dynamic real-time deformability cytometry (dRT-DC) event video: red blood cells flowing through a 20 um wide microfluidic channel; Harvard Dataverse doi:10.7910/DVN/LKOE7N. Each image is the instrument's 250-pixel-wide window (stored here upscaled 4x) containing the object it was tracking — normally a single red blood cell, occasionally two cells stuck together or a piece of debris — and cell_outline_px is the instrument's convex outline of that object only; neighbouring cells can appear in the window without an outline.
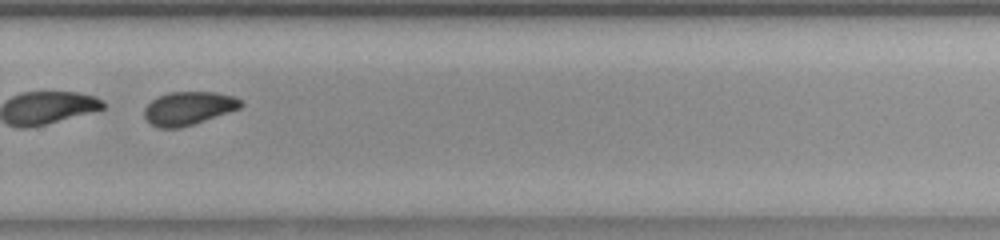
{"species": "common noctule bat (a hibernating species)", "species_latin": "Nyctalus noctula", "temperature_condition": "room temperature", "stored_images_in_passage": 52, "segment_of_instrument_passage": [2, 2], "camera_frame_rate_fps": 3000, "um_per_image_px": 0.085, "animal": {"sex": "female", "body_mass_g": 23.0, "forearm_length_mm": 53.4}, "frame": {"image": 1, "passage_image": 36, "time_ms": 11.667, "image_size_px": [1000, 240], "cell_outline_px": [[244, 104], [240, 108], [180, 128], [160, 128], [152, 124], [144, 116], [144, 108], [156, 96], [168, 92], [216, 92], [232, 96], [240, 100]], "centroid_in_image_um": [15.99, 9.19], "position_along_channel_um": 313.8, "area_um2": 18.55}}